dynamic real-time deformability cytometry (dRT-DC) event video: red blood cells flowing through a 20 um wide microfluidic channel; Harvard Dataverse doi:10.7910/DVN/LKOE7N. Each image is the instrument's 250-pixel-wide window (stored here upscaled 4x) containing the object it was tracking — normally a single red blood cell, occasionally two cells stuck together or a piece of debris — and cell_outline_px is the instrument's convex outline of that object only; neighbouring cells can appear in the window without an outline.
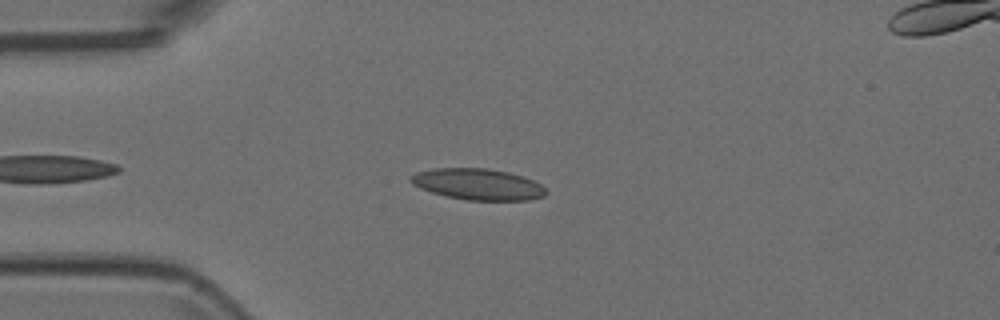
{"species": "Egyptian fruit bat (a non-hibernating species)", "species_latin": "Rousettus aegyptiacus", "temperature_condition": "room temperature", "stored_images_in_passage": 7, "camera_frame_rate_fps": 3000, "um_per_image_px": 0.085, "animal": {"sex": "female"}, "frame": {"image": 1, "passage_image": 5, "time_ms": 1.333, "image_size_px": [1000, 320], "cell_outline_px": [[548, 192], [544, 196], [528, 200], [468, 200], [444, 196], [420, 188], [412, 184], [408, 180], [408, 176], [416, 172], [432, 168], [488, 168], [508, 172], [532, 180], [540, 184]], "centroid_in_image_um": [40.56, 15.66], "position_along_channel_um": 44.4, "area_um2": 24.68}}
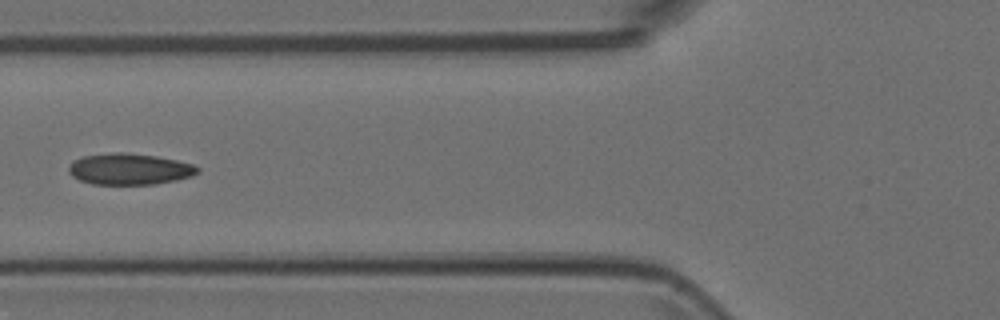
{"frame": {"image": 2, "passage_image": 7, "time_ms": 2.0, "image_size_px": [1000, 320], "cell_outline_px": [[200, 172], [192, 176], [176, 180], [156, 184], [92, 184], [80, 180], [72, 176], [68, 172], [68, 168], [76, 160], [84, 156], [116, 152], [124, 152], [156, 156], [176, 160], [192, 164], [200, 168]], "centroid_in_image_um": [11.04, 14.38], "position_along_channel_um": 114.8, "area_um2": 23.35}}